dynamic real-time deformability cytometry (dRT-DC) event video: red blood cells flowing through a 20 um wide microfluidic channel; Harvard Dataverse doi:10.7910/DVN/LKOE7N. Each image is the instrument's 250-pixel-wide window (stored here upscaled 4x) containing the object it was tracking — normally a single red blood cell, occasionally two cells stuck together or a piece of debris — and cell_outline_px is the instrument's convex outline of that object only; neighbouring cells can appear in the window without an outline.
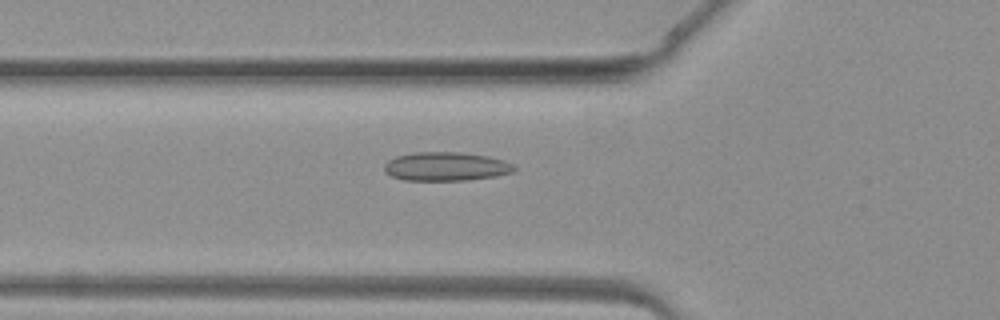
{"species": "common noctule bat (a hibernating species)", "species_latin": "Nyctalus noctula", "temperature_condition": "warm", "stored_images_in_passage": 40, "camera_frame_rate_fps": 3000, "um_per_image_px": 0.085, "animal": {"sex": "female", "body_mass_g": 19.3, "forearm_length_mm": 54.1}, "frame": {"image": 1, "passage_image": 14, "time_ms": 4.333, "image_size_px": [1000, 320], "cell_outline_px": [[516, 168], [512, 172], [496, 176], [468, 180], [404, 180], [392, 176], [384, 172], [384, 164], [388, 160], [396, 156], [412, 152], [460, 152], [488, 156], [504, 160], [512, 164]], "centroid_in_image_um": [37.88, 14.14], "position_along_channel_um": 87.9, "area_um2": 21.85}}
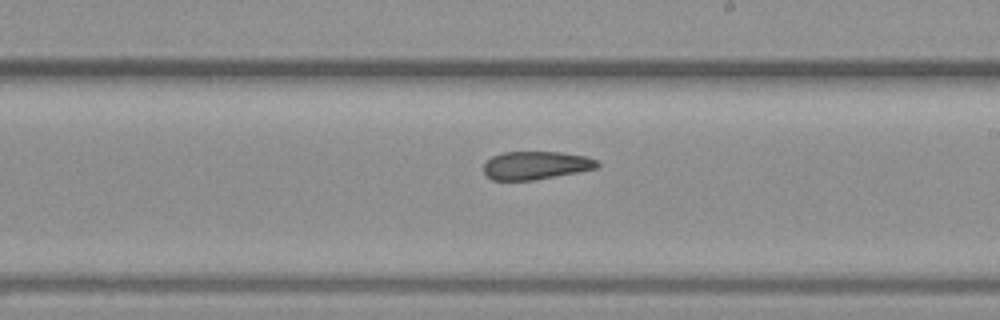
{"frame": {"image": 2, "passage_image": 23, "time_ms": 7.333, "image_size_px": [1000, 320], "cell_outline_px": [[600, 164], [596, 168], [536, 180], [492, 180], [484, 172], [484, 164], [492, 156], [504, 152], [560, 152], [588, 156], [600, 160]], "centroid_in_image_um": [45.58, 14.05], "position_along_channel_um": 243.4, "area_um2": 18.67}}
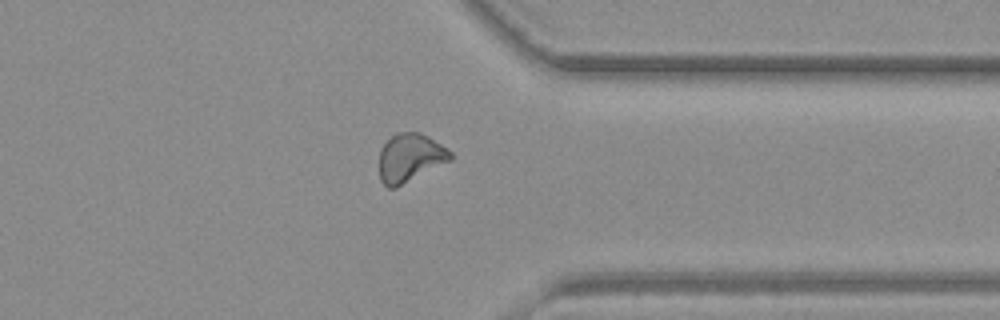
{"frame": {"image": 3, "passage_image": 31, "time_ms": 10.0, "image_size_px": [1000, 320], "cell_outline_px": [[452, 160], [396, 188], [388, 188], [380, 180], [380, 148], [396, 132], [420, 132], [428, 136], [448, 148], [452, 152]], "centroid_in_image_um": [34.87, 13.41], "position_along_channel_um": 376.5, "area_um2": 20.23}}